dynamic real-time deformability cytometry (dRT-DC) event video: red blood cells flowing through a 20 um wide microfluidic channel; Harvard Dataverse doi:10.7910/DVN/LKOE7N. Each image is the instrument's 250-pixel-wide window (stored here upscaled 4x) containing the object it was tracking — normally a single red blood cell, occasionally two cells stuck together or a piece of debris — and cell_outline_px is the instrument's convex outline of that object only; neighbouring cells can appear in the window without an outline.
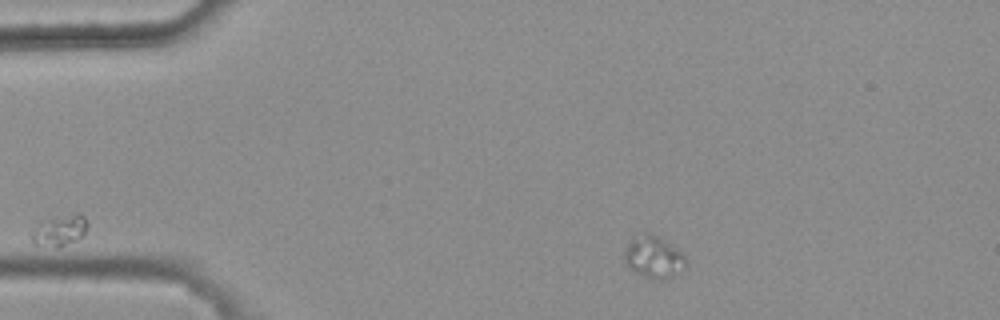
{"species": "common noctule bat (a hibernating species)", "species_latin": "Nyctalus noctula", "temperature_condition": "warm", "stored_images_in_passage": 2, "camera_frame_rate_fps": 3000, "um_per_image_px": 0.085, "animal": {"sex": "female", "body_mass_g": 25.1}, "frame": {"image": 1, "passage_image": 2, "time_ms": 0.333, "image_size_px": [1000, 320], "cell_outline_px": [[688, 260], [672, 276], [664, 280], [648, 280], [628, 268], [624, 260], [624, 248], [632, 240], [648, 232], [656, 236], [684, 252]], "centroid_in_image_um": [55.54, 21.89], "position_along_channel_um": 29.5, "area_um2": 14.97}}